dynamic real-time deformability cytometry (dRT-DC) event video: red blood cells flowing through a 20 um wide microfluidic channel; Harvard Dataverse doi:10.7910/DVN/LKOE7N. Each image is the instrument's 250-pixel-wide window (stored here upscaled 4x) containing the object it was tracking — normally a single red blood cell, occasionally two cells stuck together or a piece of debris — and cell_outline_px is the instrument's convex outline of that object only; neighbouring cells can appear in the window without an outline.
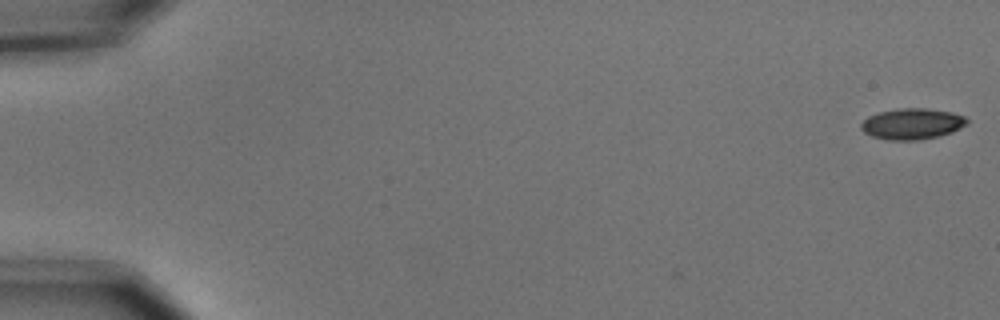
{"species": "common noctule bat (a hibernating species)", "species_latin": "Nyctalus noctula", "temperature_condition": "cold", "stored_images_in_passage": 2, "camera_frame_rate_fps": 3000, "um_per_image_px": 0.085, "animal": {"sex": "male", "body_mass_g": 15.6}, "frame": {"image": 1, "passage_image": 2, "time_ms": 0.333, "image_size_px": [1000, 320], "cell_outline_px": [[968, 124], [952, 132], [940, 136], [916, 140], [888, 140], [872, 136], [864, 132], [860, 128], [860, 124], [868, 116], [880, 112], [896, 108], [924, 108], [952, 112], [964, 116], [968, 120]], "centroid_in_image_um": [77.53, 10.52], "position_along_channel_um": 7.5, "area_um2": 19.19}}